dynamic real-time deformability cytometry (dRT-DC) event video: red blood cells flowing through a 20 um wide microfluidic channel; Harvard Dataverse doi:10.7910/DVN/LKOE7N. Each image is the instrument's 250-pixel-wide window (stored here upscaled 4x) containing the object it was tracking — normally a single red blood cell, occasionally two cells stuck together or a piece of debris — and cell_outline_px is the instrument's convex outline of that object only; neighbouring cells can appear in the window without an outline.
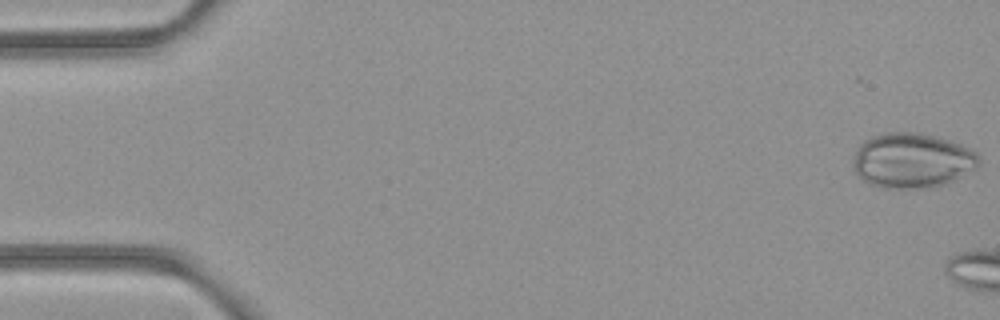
{"species": "common noctule bat (a hibernating species)", "species_latin": "Nyctalus noctula", "temperature_condition": "room temperature", "stored_images_in_passage": 3, "camera_frame_rate_fps": 3000, "um_per_image_px": 0.085, "animal": {"sex": "female", "body_mass_g": 21.9}, "frame": {"image": 1, "passage_image": 1, "time_ms": 0.0, "image_size_px": [1000, 320], "cell_outline_px": [[980, 164], [976, 168], [944, 184], [932, 188], [880, 188], [868, 184], [856, 172], [852, 164], [852, 160], [856, 148], [864, 140], [872, 136], [888, 132], [920, 132], [936, 136], [960, 144], [976, 152], [980, 160]], "centroid_in_image_um": [77.5, 13.64], "position_along_channel_um": 7.5, "area_um2": 40.52}}